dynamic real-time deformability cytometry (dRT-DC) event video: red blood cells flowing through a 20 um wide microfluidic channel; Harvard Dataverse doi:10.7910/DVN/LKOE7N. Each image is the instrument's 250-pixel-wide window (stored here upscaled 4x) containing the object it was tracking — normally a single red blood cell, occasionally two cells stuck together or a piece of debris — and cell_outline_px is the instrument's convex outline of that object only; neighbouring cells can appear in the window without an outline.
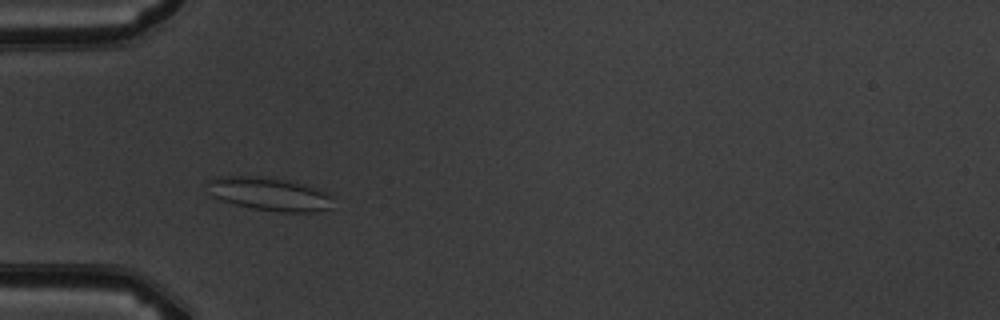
{"species": "common noctule bat (a hibernating species)", "species_latin": "Nyctalus noctula", "temperature_condition": "warm", "stored_images_in_passage": 4, "camera_frame_rate_fps": 3000, "um_per_image_px": 0.085, "animal": {"sex": "male", "body_mass_g": 19.5, "forearm_length_mm": 54.6}, "frame": {"image": 1, "passage_image": 3, "time_ms": 2.333, "image_size_px": [1000, 320], "cell_outline_px": [[336, 196], [332, 208], [312, 212], [276, 212], [252, 208], [220, 200], [212, 196], [204, 184], [208, 180], [220, 176], [256, 176], [284, 180], [316, 188], [328, 192]], "centroid_in_image_um": [22.92, 16.5], "position_along_channel_um": 62.1, "area_um2": 24.62}}
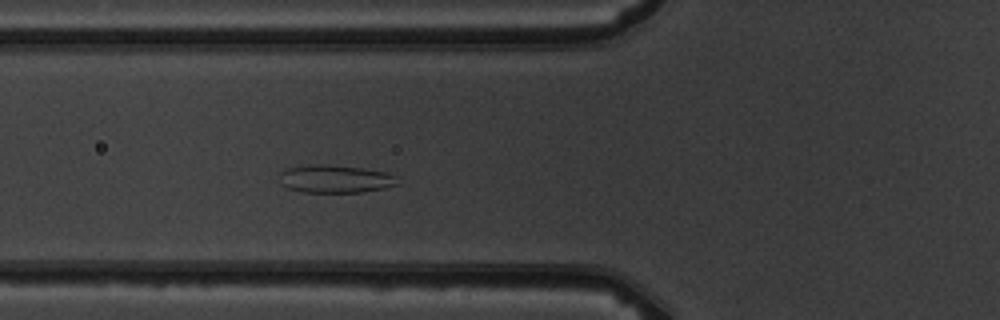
{"frame": {"image": 2, "passage_image": 4, "time_ms": 3.333, "image_size_px": [1000, 320], "cell_outline_px": [[400, 184], [384, 188], [360, 192], [304, 192], [288, 188], [280, 184], [280, 172], [288, 168], [304, 164], [324, 164], [364, 168], [388, 172], [396, 176]], "centroid_in_image_um": [28.5, 15.19], "position_along_channel_um": 97.3, "area_um2": 19.42}}